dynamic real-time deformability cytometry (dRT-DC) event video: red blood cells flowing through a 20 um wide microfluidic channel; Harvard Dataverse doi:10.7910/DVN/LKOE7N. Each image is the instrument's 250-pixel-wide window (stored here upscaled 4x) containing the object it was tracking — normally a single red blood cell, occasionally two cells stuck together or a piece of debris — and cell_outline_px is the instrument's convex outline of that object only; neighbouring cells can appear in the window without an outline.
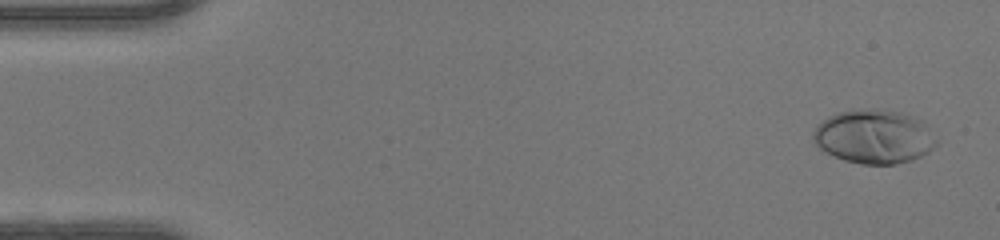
{"species": "human", "species_latin": "Homo sapiens", "temperature_condition": "warm", "stored_images_in_passage": 49, "camera_frame_rate_fps": 3000, "um_per_image_px": 0.085, "donor": {"sex": "female"}, "frame": {"image": 1, "passage_image": 2, "time_ms": 0.333, "image_size_px": [1000, 240], "cell_outline_px": [[936, 144], [928, 152], [912, 160], [896, 164], [860, 164], [844, 160], [820, 148], [812, 140], [812, 132], [828, 116], [836, 112], [852, 108], [884, 108], [900, 112], [924, 120], [936, 140]], "centroid_in_image_um": [74.29, 11.58], "position_along_channel_um": 10.7, "area_um2": 39.02}}
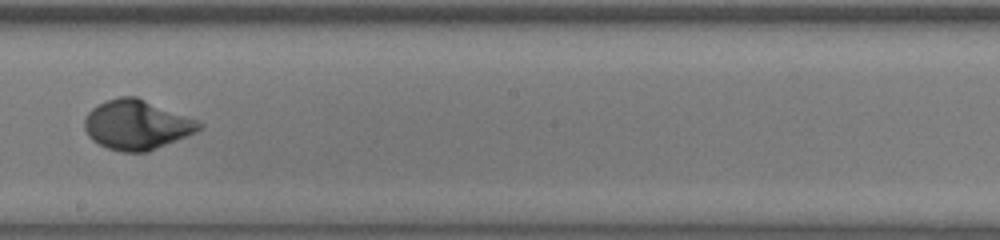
{"frame": {"image": 2, "passage_image": 28, "time_ms": 9.0, "image_size_px": [1000, 240], "cell_outline_px": [[204, 128], [196, 132], [148, 152], [120, 152], [108, 148], [92, 140], [88, 136], [84, 128], [84, 120], [88, 112], [92, 108], [108, 100], [120, 96], [136, 96], [196, 120], [204, 124]], "centroid_in_image_um": [11.62, 10.62], "position_along_channel_um": 236.6, "area_um2": 32.95}}
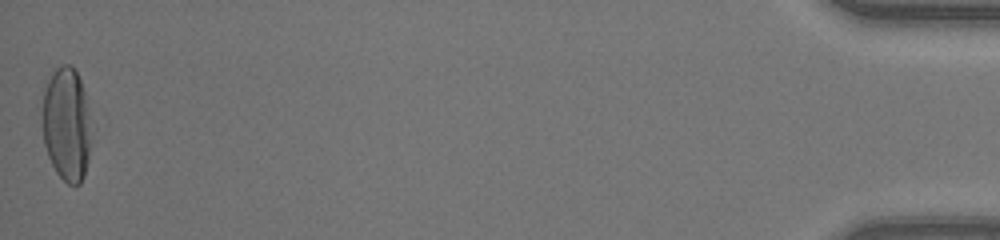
{"frame": {"image": 3, "passage_image": 49, "time_ms": 16.0, "image_size_px": [1000, 240], "cell_outline_px": [[96, 128], [84, 176], [80, 184], [68, 184], [56, 172], [48, 156], [44, 144], [44, 92], [48, 80], [52, 72], [60, 64], [72, 64], [80, 80]], "centroid_in_image_um": [5.75, 10.57], "position_along_channel_um": 429.5, "area_um2": 33.23}, "authors_computed_cell_mechanics": {"area_um2": 32.2524, "velocity_mm_per_s": 4.1978, "shape_relaxation_time_tau1_ms": 3.3096, "shape_relaxation_time_tau2_ms": null, "deformation_change_tau1": 0.2153, "deformation_change_tau2": null}}